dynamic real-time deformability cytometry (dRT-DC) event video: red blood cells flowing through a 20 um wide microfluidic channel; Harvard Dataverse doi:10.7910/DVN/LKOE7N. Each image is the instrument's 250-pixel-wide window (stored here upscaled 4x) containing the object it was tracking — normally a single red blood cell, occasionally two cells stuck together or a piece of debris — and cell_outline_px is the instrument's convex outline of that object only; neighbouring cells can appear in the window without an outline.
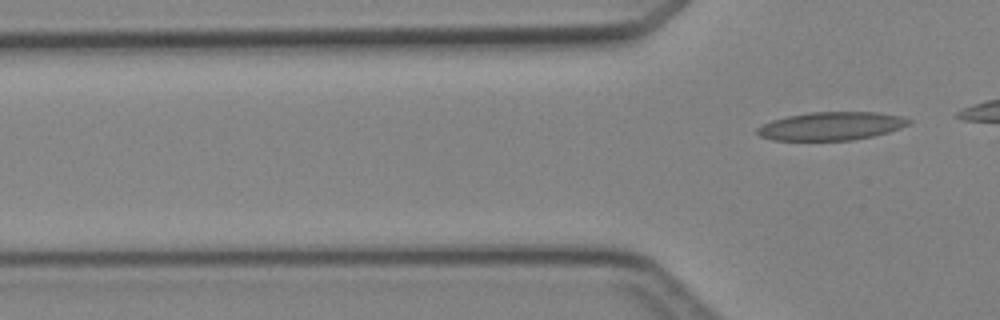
{"species": "Egyptian fruit bat (a non-hibernating species)", "species_latin": "Rousettus aegyptiacus", "temperature_condition": "cold", "stored_images_in_passage": 5, "camera_frame_rate_fps": 3000, "um_per_image_px": 0.085, "animal": {"sex": "female"}, "frame": {"image": 1, "passage_image": 5, "time_ms": 5.667, "image_size_px": [1000, 320], "cell_outline_px": [[912, 120], [908, 124], [900, 128], [888, 132], [872, 136], [852, 140], [772, 140], [760, 136], [756, 132], [756, 128], [772, 120], [788, 116], [808, 112], [876, 112], [904, 116]], "centroid_in_image_um": [70.66, 10.71], "position_along_channel_um": 55.1, "area_um2": 24.91}}